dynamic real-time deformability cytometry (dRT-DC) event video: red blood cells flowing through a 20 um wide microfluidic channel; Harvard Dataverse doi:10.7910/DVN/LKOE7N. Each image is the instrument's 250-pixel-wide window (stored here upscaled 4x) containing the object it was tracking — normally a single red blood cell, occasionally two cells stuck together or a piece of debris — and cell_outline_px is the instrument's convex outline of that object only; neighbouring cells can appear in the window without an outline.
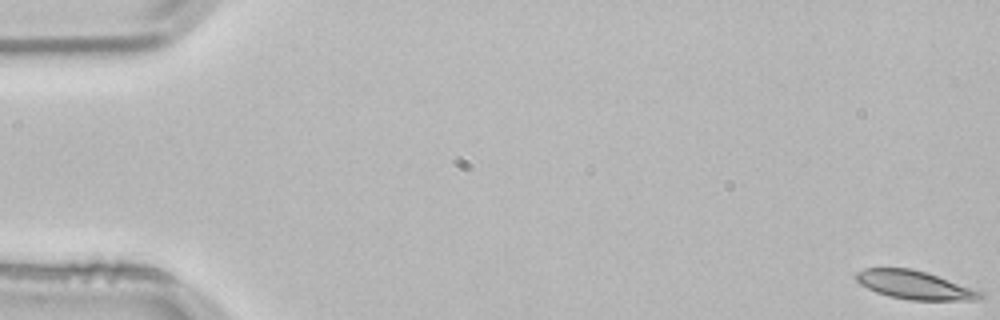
{"species": "common noctule bat (a hibernating species)", "species_latin": "Nyctalus noctula", "temperature_condition": "room temperature", "stored_images_in_passage": 55, "segment_of_instrument_passage": [1, 2], "camera_frame_rate_fps": 3000, "um_per_image_px": 0.085, "animal": {"sex": "male", "body_mass_g": 21.5, "forearm_length_mm": 52.0}, "frame": {"image": 1, "passage_image": 1, "time_ms": 0.0, "image_size_px": [1000, 320], "cell_outline_px": [[984, 296], [976, 300], [908, 300], [888, 296], [876, 292], [860, 284], [856, 280], [856, 272], [864, 268], [912, 268], [980, 288], [984, 292]], "centroid_in_image_um": [77.84, 24.22], "position_along_channel_um": 7.2, "area_um2": 21.1}}
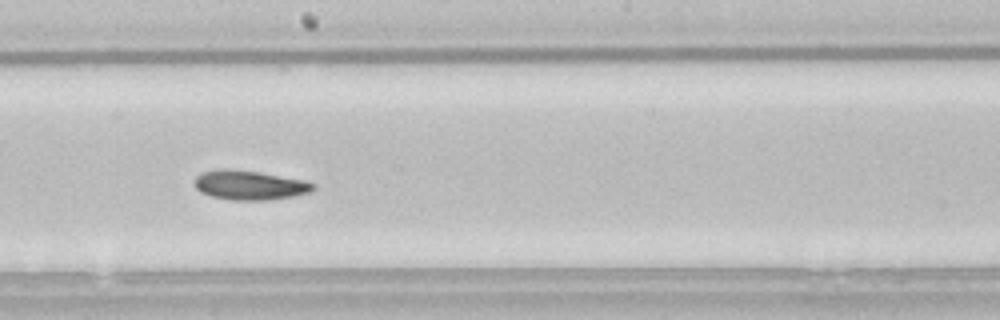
{"frame": {"image": 2, "passage_image": 30, "time_ms": 9.667, "image_size_px": [1000, 320], "cell_outline_px": [[316, 188], [308, 192], [292, 196], [268, 200], [232, 200], [212, 196], [200, 192], [196, 188], [196, 176], [200, 172], [220, 168], [228, 168], [260, 172], [304, 180], [316, 184]], "centroid_in_image_um": [21.2, 15.72], "position_along_channel_um": 227.0, "area_um2": 20.35}}
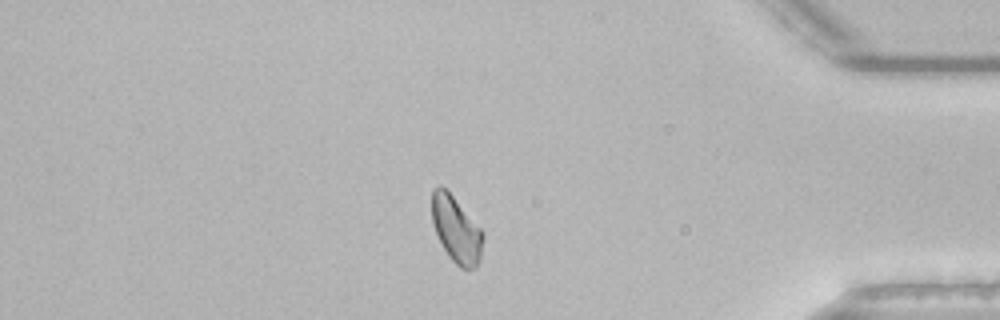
{"frame": {"image": 3, "passage_image": 46, "time_ms": 15.0, "image_size_px": [1000, 320], "cell_outline_px": [[484, 236], [480, 260], [476, 268], [468, 272], [460, 268], [448, 256], [432, 224], [432, 188], [440, 184], [452, 196], [484, 232]], "centroid_in_image_um": [38.79, 19.56], "position_along_channel_um": 396.4, "area_um2": 19.77}}